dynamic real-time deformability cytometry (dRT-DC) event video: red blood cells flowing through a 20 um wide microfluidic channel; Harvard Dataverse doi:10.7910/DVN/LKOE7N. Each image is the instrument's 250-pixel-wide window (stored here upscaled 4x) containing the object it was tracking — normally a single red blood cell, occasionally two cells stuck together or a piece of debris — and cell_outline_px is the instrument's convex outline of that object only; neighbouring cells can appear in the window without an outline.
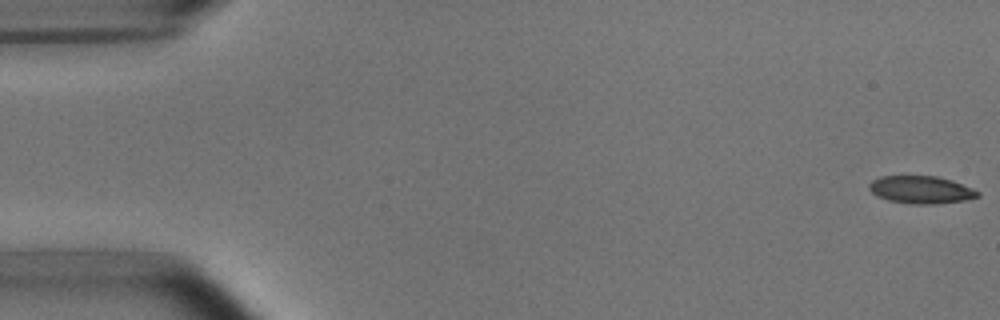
{"species": "common noctule bat (a hibernating species)", "species_latin": "Nyctalus noctula", "temperature_condition": "room temperature", "stored_images_in_passage": 54, "segment_of_instrument_passage": [1, 2], "camera_frame_rate_fps": 3000, "um_per_image_px": 0.085, "animal": {"sex": "male", "body_mass_g": 15.6}, "frame": {"image": 1, "passage_image": 1, "time_ms": 0.0, "image_size_px": [1000, 320], "cell_outline_px": [[980, 196], [964, 200], [932, 204], [912, 204], [888, 200], [876, 196], [868, 188], [868, 184], [872, 180], [880, 176], [936, 176], [952, 180], [972, 188], [980, 192]], "centroid_in_image_um": [78.26, 16.12], "position_along_channel_um": 6.7, "area_um2": 17.46}}
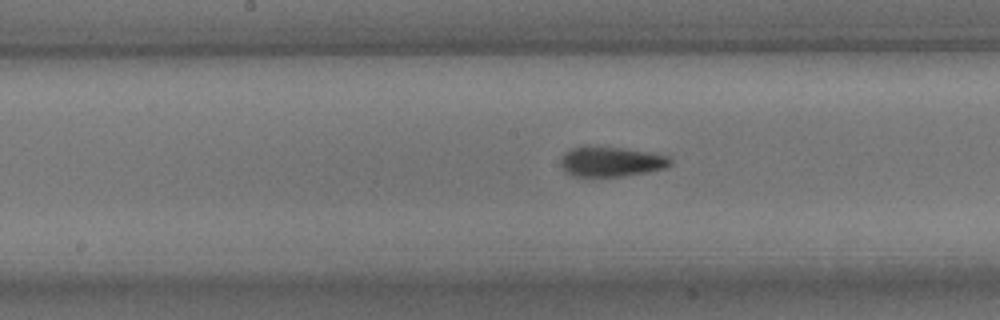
{"frame": {"image": 2, "passage_image": 27, "time_ms": 8.667, "image_size_px": [1000, 320], "cell_outline_px": [[672, 164], [668, 168], [648, 172], [624, 176], [576, 176], [568, 172], [560, 164], [560, 160], [564, 152], [572, 148], [588, 144], [624, 148], [648, 152], [668, 156], [672, 160]], "centroid_in_image_um": [51.96, 13.71], "position_along_channel_um": 196.2, "area_um2": 19.48}}
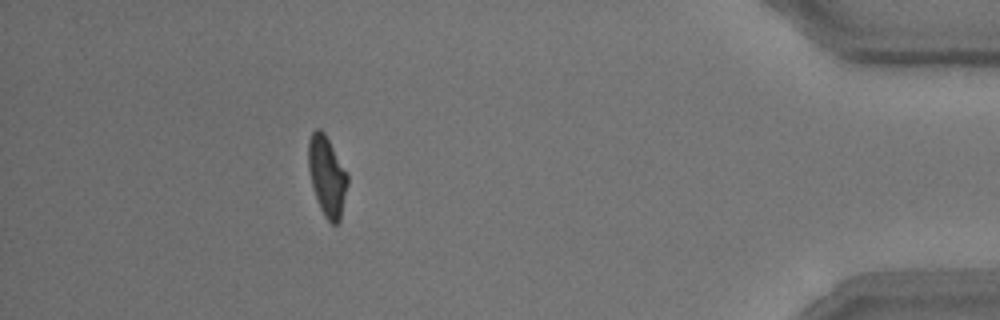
{"frame": {"image": 3, "passage_image": 48, "time_ms": 15.667, "image_size_px": [1000, 320], "cell_outline_px": [[348, 184], [340, 220], [336, 224], [332, 224], [324, 216], [320, 208], [312, 184], [308, 168], [308, 140], [312, 132], [316, 128], [320, 128], [324, 132], [348, 176]], "centroid_in_image_um": [27.78, 14.97], "position_along_channel_um": 407.4, "area_um2": 17.98}}